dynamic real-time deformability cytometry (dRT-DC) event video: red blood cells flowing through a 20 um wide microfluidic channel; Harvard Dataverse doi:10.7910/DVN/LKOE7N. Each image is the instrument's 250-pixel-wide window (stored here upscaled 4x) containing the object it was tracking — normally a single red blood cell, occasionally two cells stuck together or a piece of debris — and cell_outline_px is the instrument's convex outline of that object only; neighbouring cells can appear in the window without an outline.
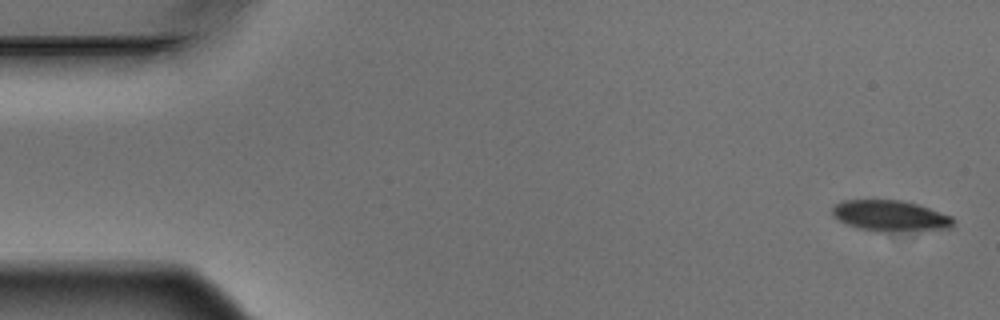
{"species": "Egyptian fruit bat (a non-hibernating species)", "species_latin": "Rousettus aegyptiacus", "temperature_condition": "warm", "stored_images_in_passage": 4, "camera_frame_rate_fps": 3000, "um_per_image_px": 0.085, "animal": {"sex": "male"}, "frame": {"image": 1, "passage_image": 1, "time_ms": 0.0, "image_size_px": [1000, 320], "cell_outline_px": [[956, 220], [952, 228], [880, 232], [876, 232], [856, 228], [832, 216], [832, 208], [840, 200], [900, 200], [916, 204], [952, 216]], "centroid_in_image_um": [75.66, 18.35], "position_along_channel_um": 9.3, "area_um2": 21.79}}